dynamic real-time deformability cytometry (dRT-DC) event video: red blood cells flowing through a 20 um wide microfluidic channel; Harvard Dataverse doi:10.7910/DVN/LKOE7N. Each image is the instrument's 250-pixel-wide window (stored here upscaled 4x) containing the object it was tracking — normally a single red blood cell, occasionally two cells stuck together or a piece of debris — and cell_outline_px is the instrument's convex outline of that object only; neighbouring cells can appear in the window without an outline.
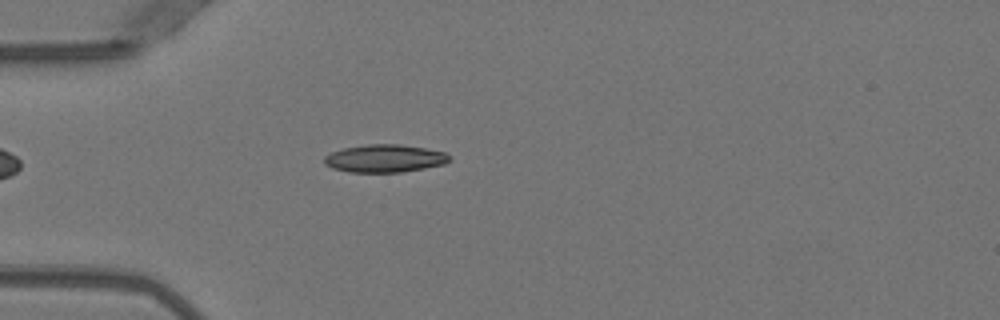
{"species": "Egyptian fruit bat (a non-hibernating species)", "species_latin": "Rousettus aegyptiacus", "temperature_condition": "warm", "stored_images_in_passage": 7, "camera_frame_rate_fps": 3000, "um_per_image_px": 0.085, "animal": {"sex": "female"}, "frame": {"image": 1, "passage_image": 5, "time_ms": 1.333, "image_size_px": [1000, 320], "cell_outline_px": [[448, 160], [444, 164], [424, 168], [400, 172], [348, 172], [332, 168], [324, 164], [324, 156], [332, 152], [344, 148], [368, 144], [400, 144], [424, 148], [444, 152], [448, 156]], "centroid_in_image_um": [32.65, 13.47], "position_along_channel_um": 52.4, "area_um2": 20.06}}